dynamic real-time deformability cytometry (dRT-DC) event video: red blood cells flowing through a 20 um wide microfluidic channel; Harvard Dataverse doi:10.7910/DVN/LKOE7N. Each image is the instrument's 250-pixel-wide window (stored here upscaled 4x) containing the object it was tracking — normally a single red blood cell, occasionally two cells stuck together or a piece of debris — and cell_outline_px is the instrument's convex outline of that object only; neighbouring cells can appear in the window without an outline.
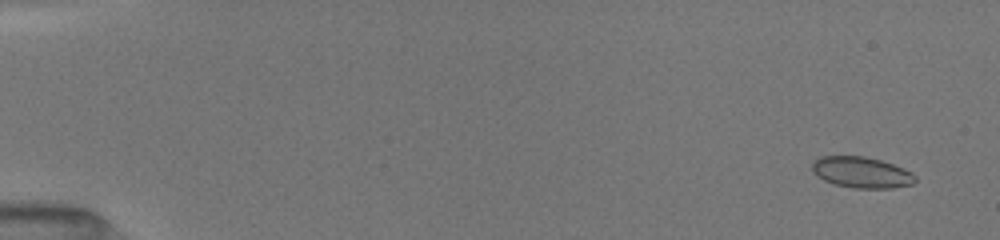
{"species": "common noctule bat (a hibernating species)", "species_latin": "Nyctalus noctula", "temperature_condition": "room temperature", "stored_images_in_passage": 9, "camera_frame_rate_fps": 3000, "um_per_image_px": 0.085, "animal": {"sex": "female", "body_mass_g": 19.5, "forearm_length_mm": 54.1}, "frame": {"image": 1, "passage_image": 1, "time_ms": 0.0, "image_size_px": [1000, 240], "cell_outline_px": [[916, 180], [912, 184], [892, 188], [852, 188], [832, 184], [816, 176], [812, 172], [812, 164], [820, 156], [864, 156], [880, 160], [904, 168], [912, 172], [916, 176]], "centroid_in_image_um": [73.22, 14.66], "position_along_channel_um": 11.8, "area_um2": 18.79}}
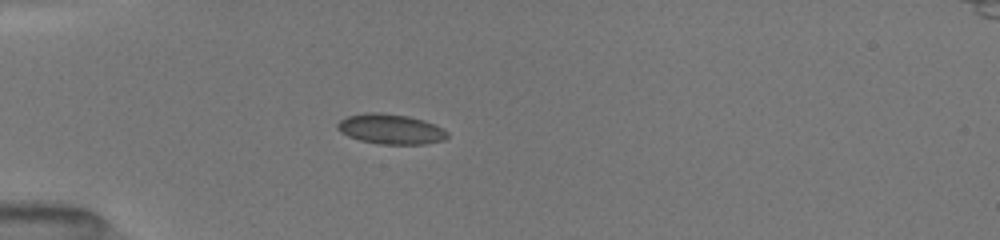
{"frame": {"image": 2, "passage_image": 6, "time_ms": 4.333, "image_size_px": [1000, 240], "cell_outline_px": [[448, 136], [444, 140], [424, 144], [380, 144], [360, 140], [348, 136], [340, 132], [336, 128], [336, 124], [340, 120], [348, 116], [364, 112], [380, 112], [408, 116], [424, 120], [444, 128], [448, 132]], "centroid_in_image_um": [33.2, 10.96], "position_along_channel_um": 51.8, "area_um2": 19.42}}
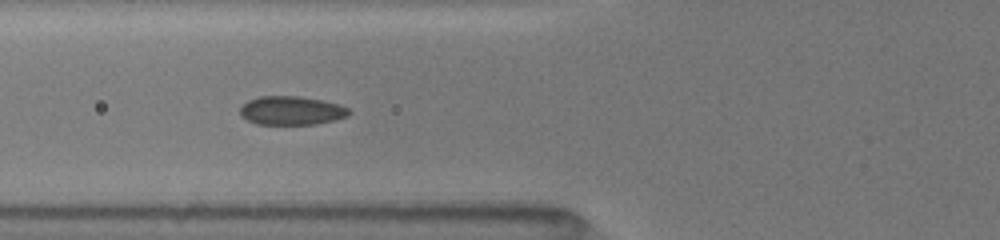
{"frame": {"image": 3, "passage_image": 8, "time_ms": 6.0, "image_size_px": [1000, 240], "cell_outline_px": [[352, 112], [348, 116], [336, 120], [316, 124], [256, 124], [240, 116], [240, 108], [248, 100], [260, 96], [300, 96], [324, 100], [348, 108]], "centroid_in_image_um": [24.78, 9.4], "position_along_channel_um": 101.0, "area_um2": 18.32}}